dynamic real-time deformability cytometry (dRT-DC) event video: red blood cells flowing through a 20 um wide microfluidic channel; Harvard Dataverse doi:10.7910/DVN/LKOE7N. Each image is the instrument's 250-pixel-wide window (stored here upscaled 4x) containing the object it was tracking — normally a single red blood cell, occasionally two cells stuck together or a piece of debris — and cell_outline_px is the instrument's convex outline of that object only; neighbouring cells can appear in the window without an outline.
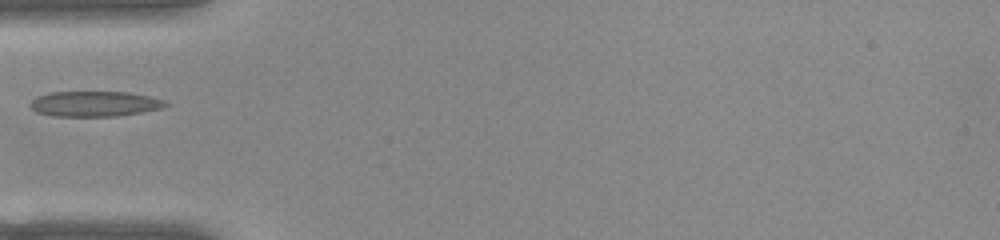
{"species": "common noctule bat (a hibernating species)", "species_latin": "Nyctalus noctula", "temperature_condition": "warm", "stored_images_in_passage": 36, "camera_frame_rate_fps": 3000, "um_per_image_px": 0.085, "animal": {"sex": "female", "body_mass_g": 22.0, "forearm_length_mm": 56.7}, "frame": {"image": 1, "passage_image": 1, "time_ms": 0.0, "image_size_px": [1000, 240], "cell_outline_px": [[168, 104], [160, 108], [140, 112], [116, 116], [52, 116], [36, 112], [28, 104], [36, 96], [48, 92], [128, 92], [148, 96], [164, 100]], "centroid_in_image_um": [7.97, 8.82], "position_along_channel_um": 77.0, "area_um2": 19.88}}
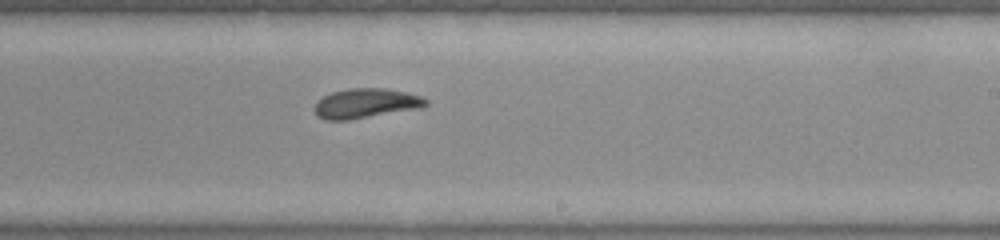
{"frame": {"image": 2, "passage_image": 15, "time_ms": 4.667, "image_size_px": [1000, 240], "cell_outline_px": [[428, 104], [424, 108], [348, 120], [324, 120], [316, 116], [312, 108], [316, 100], [332, 92], [348, 88], [384, 88], [408, 92], [420, 96], [428, 100]], "centroid_in_image_um": [31.08, 8.79], "position_along_channel_um": 257.9, "area_um2": 19.71}}
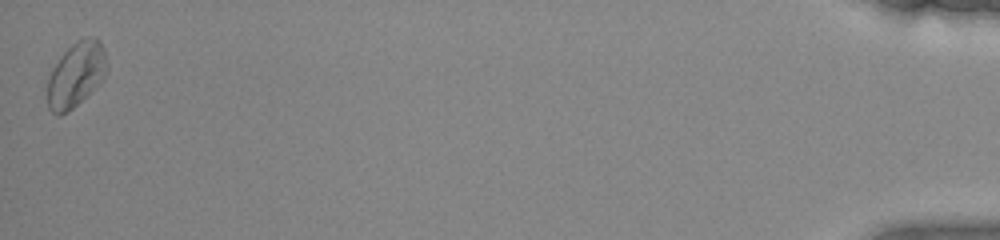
{"frame": {"image": 3, "passage_image": 36, "time_ms": 11.667, "image_size_px": [1000, 240], "cell_outline_px": [[108, 64], [104, 80], [100, 84], [68, 112], [60, 116], [56, 116], [48, 108], [48, 80], [52, 68], [60, 56], [76, 40], [88, 36], [92, 36], [100, 40], [104, 48]], "centroid_in_image_um": [6.49, 6.33], "position_along_channel_um": 428.7, "area_um2": 22.83}}